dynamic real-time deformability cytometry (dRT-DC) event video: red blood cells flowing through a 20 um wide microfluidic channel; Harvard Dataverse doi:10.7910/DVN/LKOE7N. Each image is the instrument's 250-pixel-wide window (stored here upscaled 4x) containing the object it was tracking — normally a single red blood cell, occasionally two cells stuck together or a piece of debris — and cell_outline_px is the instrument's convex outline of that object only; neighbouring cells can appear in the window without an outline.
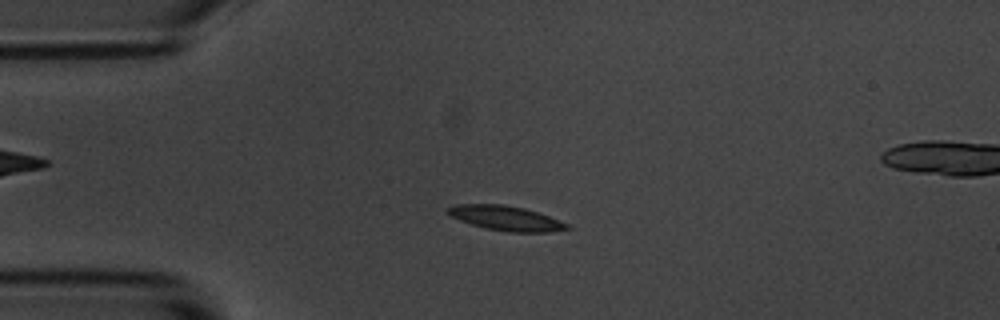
{"species": "common noctule bat (a hibernating species)", "species_latin": "Nyctalus noctula", "temperature_condition": "room temperature", "stored_images_in_passage": 45, "camera_frame_rate_fps": 3000, "um_per_image_px": 0.085, "animal": {"sex": "male", "body_mass_g": 20.1, "forearm_length_mm": 53.5}, "frame": {"image": 1, "passage_image": 2, "time_ms": 0.333, "image_size_px": [1000, 320], "cell_outline_px": [[572, 228], [548, 232], [508, 232], [484, 228], [460, 220], [444, 212], [448, 208], [456, 204], [504, 204], [524, 208], [560, 220], [568, 224]], "centroid_in_image_um": [42.99, 18.54], "position_along_channel_um": 42.0, "area_um2": 17.11}}
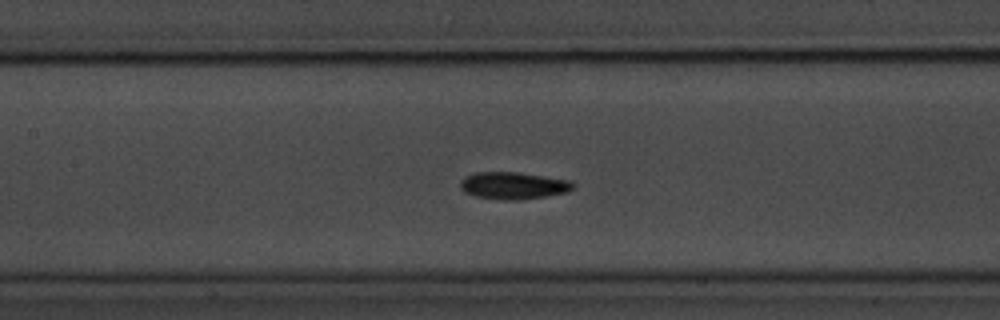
{"frame": {"image": 2, "passage_image": 14, "time_ms": 4.333, "image_size_px": [1000, 320], "cell_outline_px": [[576, 184], [568, 192], [544, 196], [516, 200], [508, 200], [476, 196], [464, 192], [460, 188], [460, 180], [464, 176], [476, 172], [520, 172], [572, 180]], "centroid_in_image_um": [43.64, 15.75], "position_along_channel_um": 163.8, "area_um2": 17.92}}
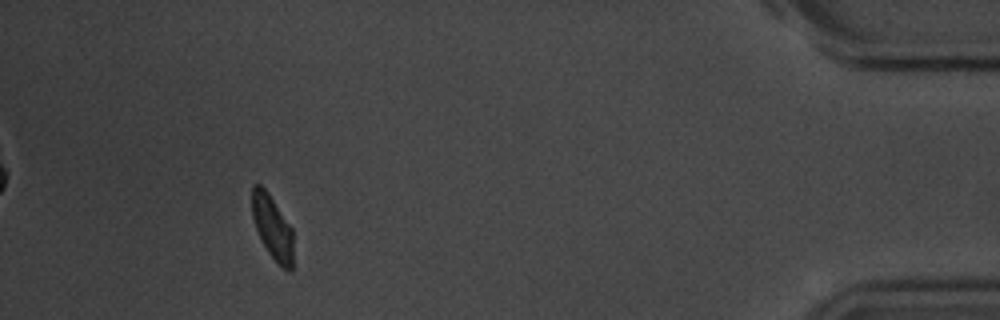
{"frame": {"image": 3, "passage_image": 40, "time_ms": 13.0, "image_size_px": [1000, 320], "cell_outline_px": [[292, 272], [288, 272], [268, 252], [260, 240], [252, 216], [252, 184], [260, 184], [268, 192], [292, 228]], "centroid_in_image_um": [23.14, 19.3], "position_along_channel_um": 412.1, "area_um2": 15.2}}